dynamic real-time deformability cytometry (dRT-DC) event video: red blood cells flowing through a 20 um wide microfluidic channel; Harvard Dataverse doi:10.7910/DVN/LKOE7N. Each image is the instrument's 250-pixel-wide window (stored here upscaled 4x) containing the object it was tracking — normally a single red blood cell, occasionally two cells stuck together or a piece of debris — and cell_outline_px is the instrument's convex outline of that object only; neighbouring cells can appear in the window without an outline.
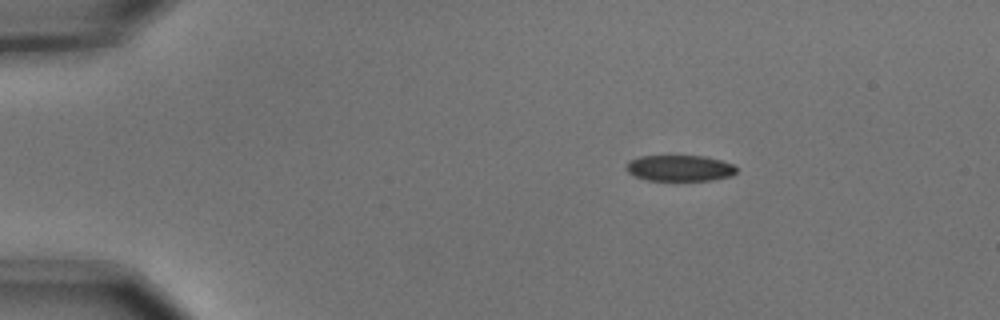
{"species": "common noctule bat (a hibernating species)", "species_latin": "Nyctalus noctula", "temperature_condition": "cold", "stored_images_in_passage": 3, "camera_frame_rate_fps": 3000, "um_per_image_px": 0.085, "animal": {"sex": "male", "body_mass_g": 15.6}, "frame": {"image": 1, "passage_image": 1, "time_ms": 0.0, "image_size_px": [1000, 320], "cell_outline_px": [[736, 172], [732, 176], [712, 180], [644, 180], [632, 176], [624, 168], [628, 160], [640, 156], [704, 156], [720, 160], [732, 164], [736, 168]], "centroid_in_image_um": [57.71, 14.29], "position_along_channel_um": 27.3, "area_um2": 16.88}}